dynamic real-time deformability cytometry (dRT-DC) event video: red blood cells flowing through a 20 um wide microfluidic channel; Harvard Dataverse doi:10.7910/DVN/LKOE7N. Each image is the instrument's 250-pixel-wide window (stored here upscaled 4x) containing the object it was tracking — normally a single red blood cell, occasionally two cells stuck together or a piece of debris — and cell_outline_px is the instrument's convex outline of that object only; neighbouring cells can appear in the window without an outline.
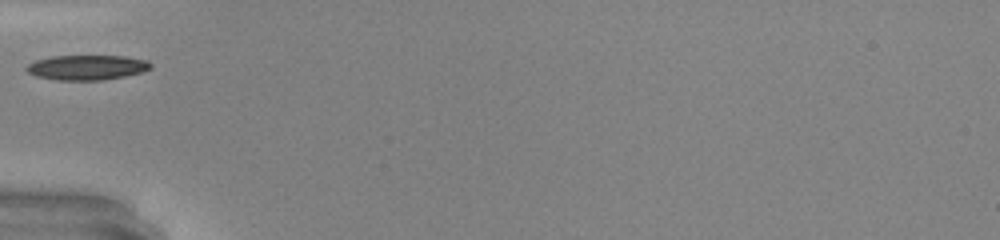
{"species": "common noctule bat (a hibernating species)", "species_latin": "Nyctalus noctula", "temperature_condition": "warm", "stored_images_in_passage": 23, "camera_frame_rate_fps": 3000, "um_per_image_px": 0.085, "animal": {"sex": "male", "body_mass_g": 20.0, "forearm_length_mm": 53.3}, "frame": {"image": 1, "passage_image": 1, "time_ms": 0.0, "image_size_px": [1000, 240], "cell_outline_px": [[152, 68], [144, 72], [124, 76], [100, 80], [56, 80], [36, 76], [28, 72], [24, 68], [28, 64], [36, 60], [52, 56], [124, 56], [148, 60], [152, 64]], "centroid_in_image_um": [7.41, 5.73], "position_along_channel_um": 77.6, "area_um2": 18.09}}